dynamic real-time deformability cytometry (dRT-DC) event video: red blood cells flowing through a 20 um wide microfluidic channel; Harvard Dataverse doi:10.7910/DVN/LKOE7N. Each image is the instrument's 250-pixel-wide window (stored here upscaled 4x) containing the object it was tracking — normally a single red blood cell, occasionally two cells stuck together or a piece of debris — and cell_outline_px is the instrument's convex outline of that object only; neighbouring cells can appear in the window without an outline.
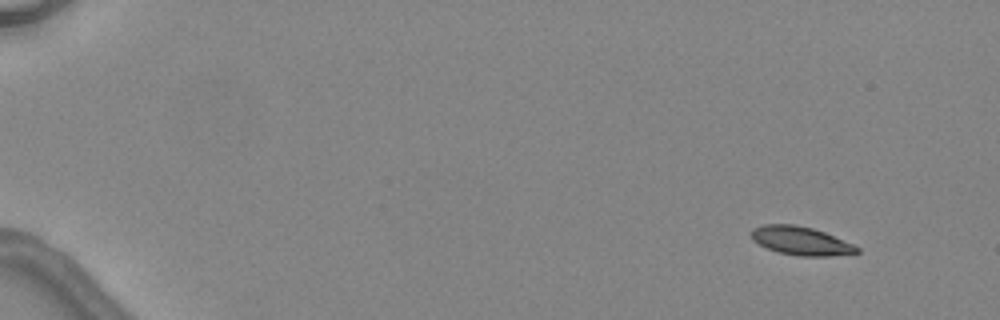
{"species": "common noctule bat (a hibernating species)", "species_latin": "Nyctalus noctula", "temperature_condition": "warm", "stored_images_in_passage": 5, "camera_frame_rate_fps": 3000, "um_per_image_px": 0.085, "animal": {"sex": "female", "body_mass_g": 24.6, "forearm_length_mm": 56.2}, "frame": {"image": 1, "passage_image": 1, "time_ms": 0.0, "image_size_px": [1000, 320], "cell_outline_px": [[860, 252], [832, 256], [800, 256], [780, 252], [768, 248], [752, 240], [752, 228], [764, 224], [792, 224], [812, 228], [824, 232], [852, 244], [860, 248]], "centroid_in_image_um": [68.08, 20.47], "position_along_channel_um": 16.9, "area_um2": 17.28}}